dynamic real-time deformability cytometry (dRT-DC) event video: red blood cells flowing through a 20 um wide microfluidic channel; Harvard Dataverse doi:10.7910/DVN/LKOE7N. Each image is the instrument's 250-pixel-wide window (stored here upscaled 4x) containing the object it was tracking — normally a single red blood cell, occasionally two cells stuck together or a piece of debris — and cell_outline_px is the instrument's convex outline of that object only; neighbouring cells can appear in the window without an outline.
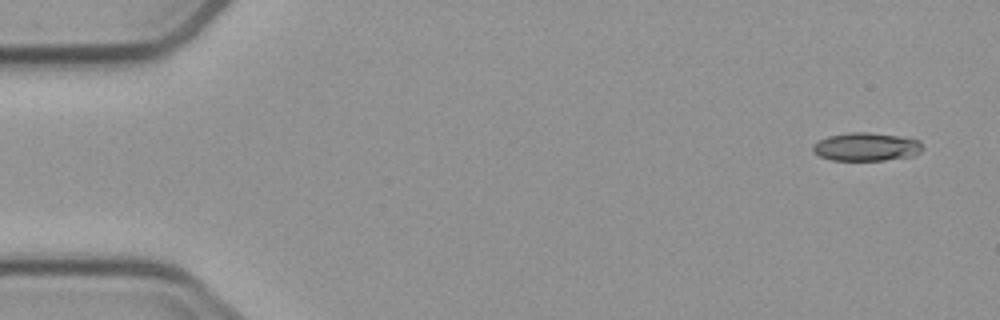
{"species": "common noctule bat (a hibernating species)", "species_latin": "Nyctalus noctula", "temperature_condition": "cold", "stored_images_in_passage": 6, "camera_frame_rate_fps": 3000, "um_per_image_px": 0.085, "animal": {"sex": "male", "body_mass_g": 23.1, "forearm_length_mm": 52.7}, "frame": {"image": 1, "passage_image": 1, "time_ms": 0.0, "image_size_px": [1000, 320], "cell_outline_px": [[924, 148], [920, 152], [912, 156], [884, 160], [832, 160], [820, 156], [812, 152], [812, 144], [828, 136], [848, 132], [868, 132], [896, 136], [920, 140]], "centroid_in_image_um": [73.62, 12.48], "position_along_channel_um": 11.4, "area_um2": 18.09}}